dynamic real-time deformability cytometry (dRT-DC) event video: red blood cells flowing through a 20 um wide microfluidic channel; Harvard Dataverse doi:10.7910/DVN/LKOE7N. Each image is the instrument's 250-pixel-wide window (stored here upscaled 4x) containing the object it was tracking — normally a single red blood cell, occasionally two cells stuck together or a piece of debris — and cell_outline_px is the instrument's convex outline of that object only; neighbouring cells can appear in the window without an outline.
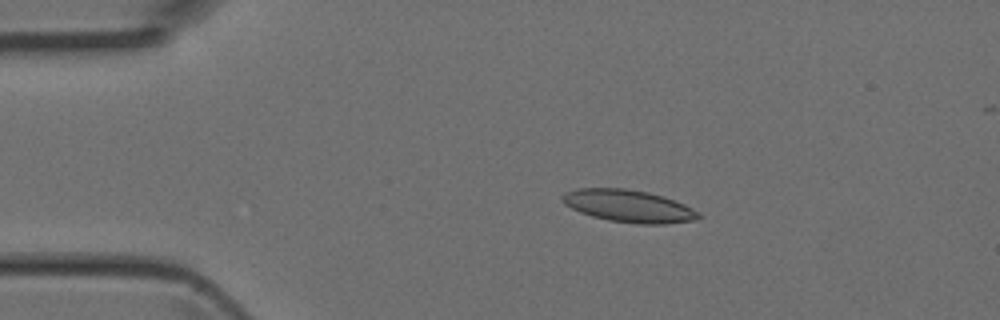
{"species": "Egyptian fruit bat (a non-hibernating species)", "species_latin": "Rousettus aegyptiacus", "temperature_condition": "room temperature", "stored_images_in_passage": 3, "camera_frame_rate_fps": 3000, "um_per_image_px": 0.085, "animal": {"sex": "female"}, "frame": {"image": 1, "passage_image": 2, "time_ms": 0.333, "image_size_px": [1000, 320], "cell_outline_px": [[704, 216], [696, 220], [664, 224], [636, 224], [608, 220], [592, 216], [580, 212], [564, 204], [560, 196], [564, 192], [576, 188], [624, 188], [648, 192], [684, 204], [700, 212]], "centroid_in_image_um": [53.43, 17.52], "position_along_channel_um": 31.6, "area_um2": 25.78}}